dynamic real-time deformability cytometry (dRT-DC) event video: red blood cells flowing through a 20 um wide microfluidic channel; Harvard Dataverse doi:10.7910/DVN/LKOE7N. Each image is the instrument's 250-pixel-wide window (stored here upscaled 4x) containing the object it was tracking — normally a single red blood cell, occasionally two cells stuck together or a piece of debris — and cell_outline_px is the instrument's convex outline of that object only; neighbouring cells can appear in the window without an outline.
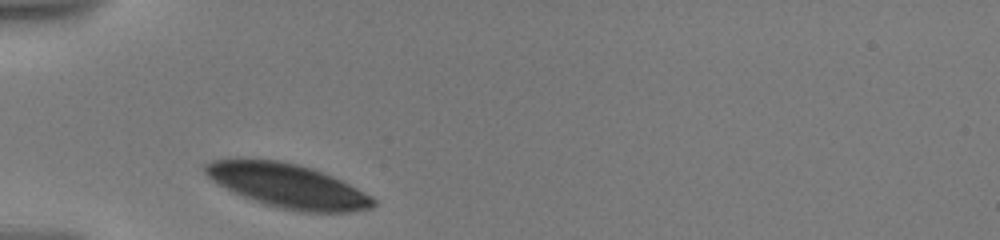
{"species": "human", "species_latin": "Homo sapiens", "temperature_condition": "warm", "stored_images_in_passage": 2, "camera_frame_rate_fps": 3000, "um_per_image_px": 0.085, "donor": {"sex": "male"}, "frame": {"image": 1, "passage_image": 1, "time_ms": 0.0, "image_size_px": [1000, 240], "cell_outline_px": [[376, 204], [372, 208], [352, 212], [300, 212], [280, 208], [252, 200], [232, 192], [212, 180], [204, 172], [204, 164], [212, 160], [280, 160], [300, 164], [312, 168], [332, 176], [372, 196], [376, 200]], "centroid_in_image_um": [24.48, 15.81], "position_along_channel_um": 60.5, "area_um2": 42.83}}